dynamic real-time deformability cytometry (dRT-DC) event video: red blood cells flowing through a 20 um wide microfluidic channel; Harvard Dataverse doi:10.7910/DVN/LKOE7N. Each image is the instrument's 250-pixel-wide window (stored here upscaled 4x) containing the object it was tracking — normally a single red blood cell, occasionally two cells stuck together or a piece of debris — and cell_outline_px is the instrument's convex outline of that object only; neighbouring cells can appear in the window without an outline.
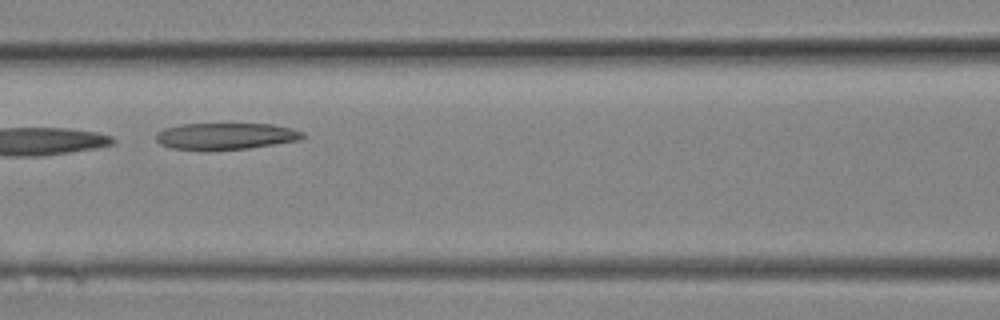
{"species": "Egyptian fruit bat (a non-hibernating species)", "species_latin": "Rousettus aegyptiacus", "temperature_condition": "room temperature", "stored_images_in_passage": 17, "camera_frame_rate_fps": 3000, "um_per_image_px": 0.085, "animal": {"sex": "female"}, "frame": {"image": 1, "passage_image": 6, "time_ms": 1.667, "image_size_px": [1000, 320], "cell_outline_px": [[304, 136], [300, 140], [248, 148], [172, 148], [160, 144], [156, 140], [156, 132], [164, 128], [180, 124], [272, 124], [292, 128], [304, 132]], "centroid_in_image_um": [19.21, 11.54], "position_along_channel_um": 147.4, "area_um2": 22.14}}
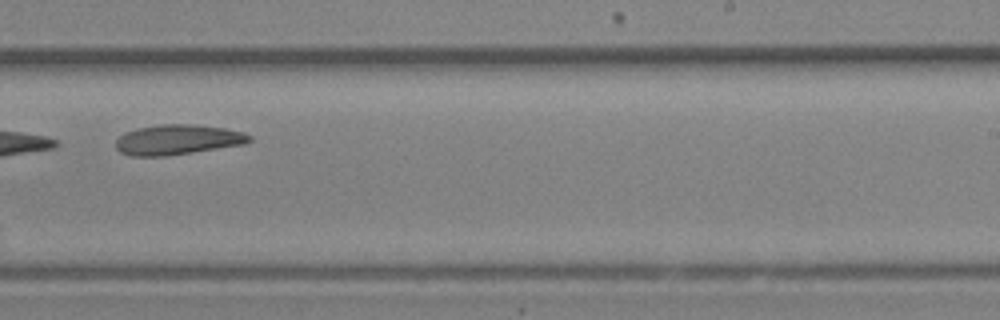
{"frame": {"image": 2, "passage_image": 10, "time_ms": 3.0, "image_size_px": [1000, 320], "cell_outline_px": [[252, 140], [244, 144], [192, 152], [164, 156], [132, 156], [120, 152], [116, 148], [116, 140], [124, 132], [136, 128], [160, 124], [192, 124], [224, 128], [244, 132], [252, 136]], "centroid_in_image_um": [15.09, 11.86], "position_along_channel_um": 273.9, "area_um2": 23.41}}